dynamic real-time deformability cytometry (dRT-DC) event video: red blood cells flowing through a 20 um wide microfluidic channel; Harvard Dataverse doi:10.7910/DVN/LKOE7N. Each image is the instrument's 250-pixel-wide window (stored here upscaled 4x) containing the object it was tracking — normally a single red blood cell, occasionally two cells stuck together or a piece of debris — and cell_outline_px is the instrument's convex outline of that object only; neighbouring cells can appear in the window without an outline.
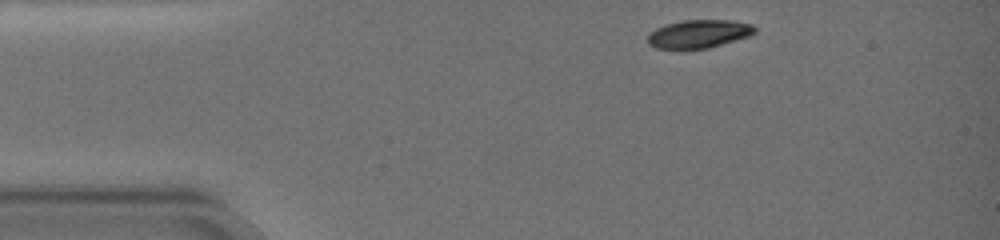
{"species": "common noctule bat (a hibernating species)", "species_latin": "Nyctalus noctula", "temperature_condition": "warm", "stored_images_in_passage": 49, "camera_frame_rate_fps": 3000, "um_per_image_px": 0.085, "animal": {"sex": "female", "body_mass_g": 19.0, "forearm_length_mm": 51.5}, "frame": {"image": 1, "passage_image": 1, "time_ms": 0.0, "image_size_px": [1000, 240], "cell_outline_px": [[756, 32], [752, 36], [708, 48], [656, 48], [648, 44], [648, 32], [664, 24], [680, 20], [728, 20], [752, 24], [756, 28]], "centroid_in_image_um": [59.41, 2.87], "position_along_channel_um": 25.6, "area_um2": 17.74}}
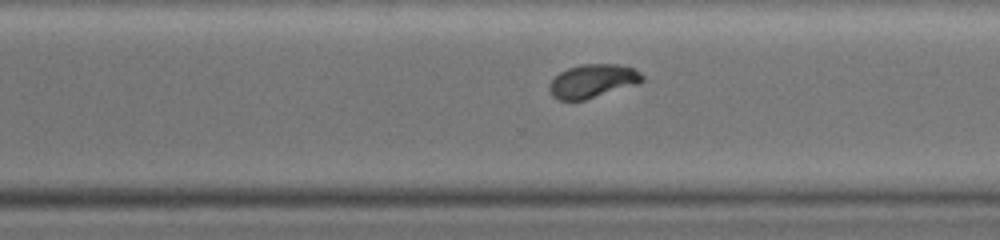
{"frame": {"image": 2, "passage_image": 36, "time_ms": 11.667, "image_size_px": [1000, 240], "cell_outline_px": [[644, 80], [640, 84], [584, 100], [560, 100], [552, 96], [548, 88], [548, 84], [560, 72], [568, 68], [584, 64], [624, 64], [640, 72], [644, 76]], "centroid_in_image_um": [50.41, 6.89], "position_along_channel_um": 320.2, "area_um2": 18.32}}
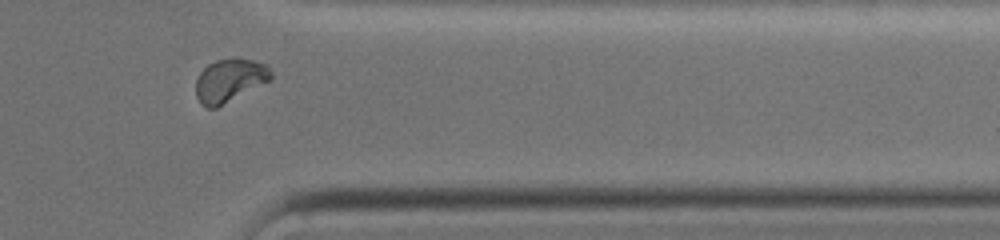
{"frame": {"image": 3, "passage_image": 43, "time_ms": 14.0, "image_size_px": [1000, 240], "cell_outline_px": [[272, 80], [216, 108], [208, 108], [200, 104], [196, 96], [196, 80], [200, 72], [208, 64], [216, 60], [252, 60], [268, 64], [272, 72]], "centroid_in_image_um": [19.53, 6.86], "position_along_channel_um": 391.9, "area_um2": 18.84}, "authors_computed_cell_mechanics": {"area_um2": 19.5364, "velocity_mm_per_s": 3.0784, "shape_relaxation_time_tau1_ms": 6.1305, "shape_relaxation_time_tau2_ms": null, "deformation_change_tau1": 0.1944, "deformation_change_tau2": null}}